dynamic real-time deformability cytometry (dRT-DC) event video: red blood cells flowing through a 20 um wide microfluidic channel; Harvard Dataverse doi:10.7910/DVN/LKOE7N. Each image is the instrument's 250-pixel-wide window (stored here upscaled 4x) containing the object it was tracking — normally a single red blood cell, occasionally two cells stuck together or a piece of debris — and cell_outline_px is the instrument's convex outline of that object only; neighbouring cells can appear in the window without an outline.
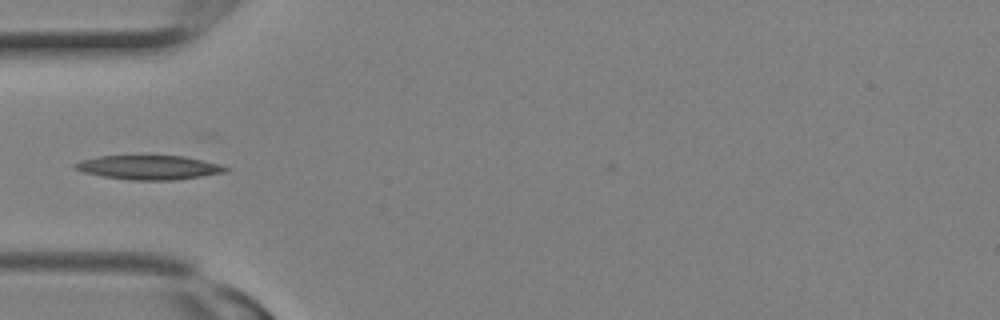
{"species": "Egyptian fruit bat (a non-hibernating species)", "species_latin": "Rousettus aegyptiacus", "temperature_condition": "room temperature", "stored_images_in_passage": 4, "camera_frame_rate_fps": 3000, "um_per_image_px": 0.085, "animal": {"sex": "female"}, "frame": {"image": 1, "passage_image": 4, "time_ms": 1.0, "image_size_px": [1000, 320], "cell_outline_px": [[228, 172], [176, 180], [132, 180], [104, 176], [84, 172], [76, 168], [72, 164], [80, 160], [100, 156], [184, 156], [220, 164], [228, 168]], "centroid_in_image_um": [12.69, 14.23], "position_along_channel_um": 72.3, "area_um2": 21.04}}